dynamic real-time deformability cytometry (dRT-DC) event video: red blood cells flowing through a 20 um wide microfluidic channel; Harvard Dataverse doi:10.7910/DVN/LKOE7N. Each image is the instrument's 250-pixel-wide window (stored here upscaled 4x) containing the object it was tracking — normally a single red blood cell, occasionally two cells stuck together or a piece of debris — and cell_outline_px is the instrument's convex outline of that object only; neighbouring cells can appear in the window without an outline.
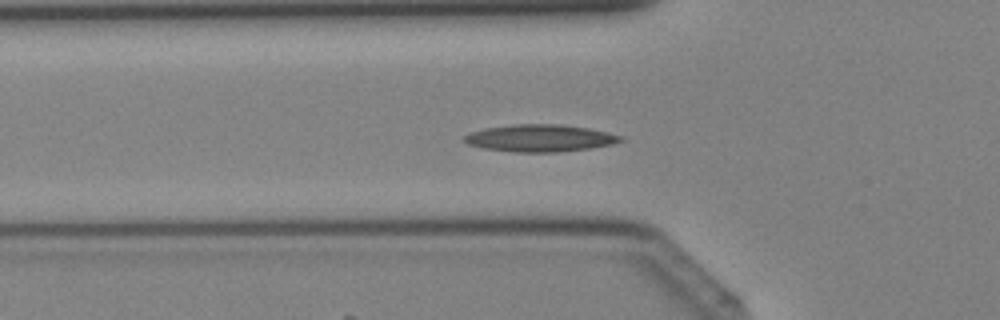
{"species": "Egyptian fruit bat (a non-hibernating species)", "species_latin": "Rousettus aegyptiacus", "temperature_condition": "cold", "stored_images_in_passage": 42, "segment_of_instrument_passage": [1, 2], "camera_frame_rate_fps": 3000, "um_per_image_px": 0.085, "animal": {"sex": "female"}, "frame": {"image": 1, "passage_image": 14, "time_ms": 4.333, "image_size_px": [1000, 320], "cell_outline_px": [[624, 140], [612, 144], [588, 148], [556, 152], [516, 152], [484, 148], [468, 144], [464, 140], [464, 136], [468, 132], [484, 128], [512, 124], [560, 124], [588, 128], [608, 132], [624, 136]], "centroid_in_image_um": [45.89, 11.73], "position_along_channel_um": 79.9, "area_um2": 24.74}}
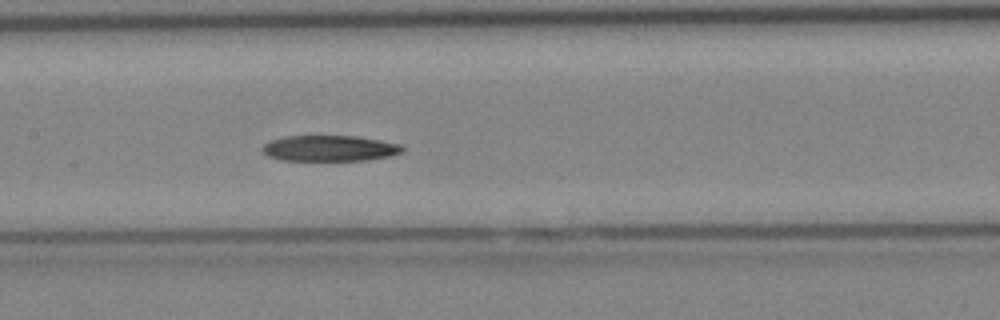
{"frame": {"image": 2, "passage_image": 20, "time_ms": 6.333, "image_size_px": [1000, 320], "cell_outline_px": [[404, 148], [400, 152], [388, 156], [364, 160], [284, 160], [268, 156], [264, 152], [264, 144], [268, 140], [284, 136], [356, 136], [400, 144]], "centroid_in_image_um": [27.98, 12.59], "position_along_channel_um": 179.4, "area_um2": 20.75}}
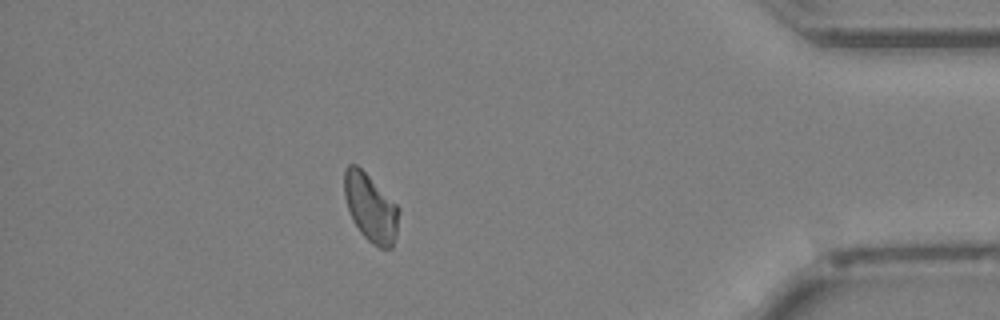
{"frame": {"image": 3, "passage_image": 36, "time_ms": 11.667, "image_size_px": [1000, 320], "cell_outline_px": [[400, 212], [396, 232], [392, 248], [380, 248], [372, 244], [360, 232], [352, 220], [344, 196], [344, 168], [348, 164], [356, 164], [400, 208]], "centroid_in_image_um": [31.49, 17.66], "position_along_channel_um": 403.7, "area_um2": 21.39}}